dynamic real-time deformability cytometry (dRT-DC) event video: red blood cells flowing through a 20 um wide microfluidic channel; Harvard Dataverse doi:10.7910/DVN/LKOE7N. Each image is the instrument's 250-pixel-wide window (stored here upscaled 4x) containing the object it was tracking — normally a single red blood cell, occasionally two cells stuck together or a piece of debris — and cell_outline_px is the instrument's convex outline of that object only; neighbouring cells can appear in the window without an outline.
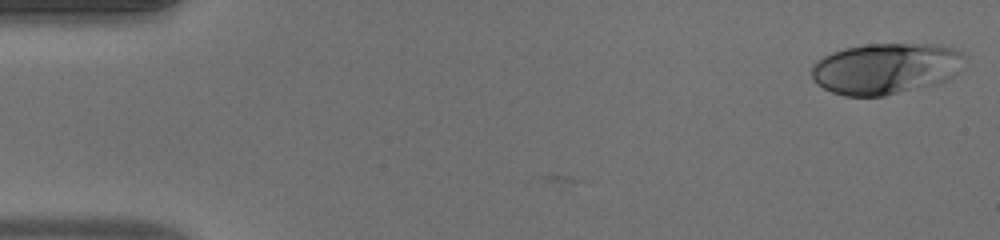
{"species": "human", "species_latin": "Homo sapiens", "temperature_condition": "warm", "stored_images_in_passage": 45, "camera_frame_rate_fps": 3000, "um_per_image_px": 0.085, "donor": {"sex": "male"}, "frame": {"image": 1, "passage_image": 1, "time_ms": 0.0, "image_size_px": [1000, 240], "cell_outline_px": [[964, 56], [956, 72], [952, 76], [944, 80], [932, 84], [884, 96], [844, 96], [832, 92], [816, 84], [812, 80], [812, 64], [816, 60], [832, 52], [844, 48], [868, 44], [932, 44], [952, 48], [964, 52]], "centroid_in_image_um": [75.21, 5.82], "position_along_channel_um": 9.8, "area_um2": 45.2}}
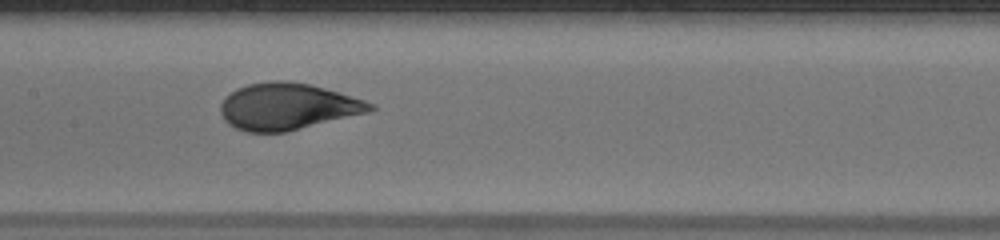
{"frame": {"image": 2, "passage_image": 24, "time_ms": 7.667, "image_size_px": [1000, 240], "cell_outline_px": [[376, 108], [368, 112], [284, 132], [248, 132], [236, 128], [228, 124], [224, 120], [220, 112], [220, 104], [224, 96], [236, 88], [248, 84], [272, 80], [284, 80], [308, 84], [324, 88], [364, 100], [376, 104]], "centroid_in_image_um": [24.39, 9.04], "position_along_channel_um": 183.0, "area_um2": 40.52}}
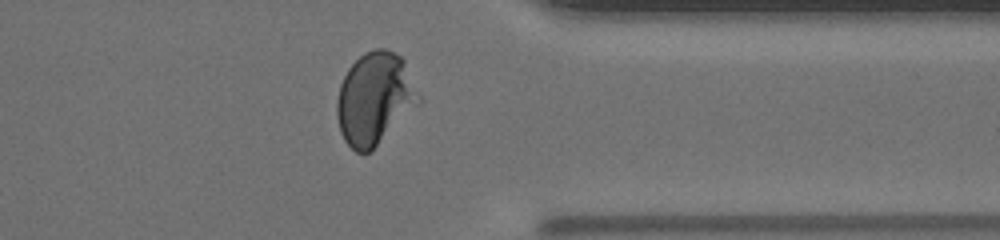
{"frame": {"image": 3, "passage_image": 39, "time_ms": 12.667, "image_size_px": [1000, 240], "cell_outline_px": [[424, 100], [368, 152], [356, 152], [344, 140], [340, 132], [336, 112], [336, 104], [340, 84], [348, 68], [364, 52], [376, 48], [384, 48], [400, 56], [404, 60]], "centroid_in_image_um": [31.87, 8.35], "position_along_channel_um": 379.5, "area_um2": 43.87}, "authors_computed_cell_mechanics": {"area_um2": 41.3848, "velocity_mm_per_s": 4.0733, "shape_relaxation_time_tau1_ms": 4.8448, "shape_relaxation_time_tau2_ms": null, "deformation_change_tau1": 0.2231, "deformation_change_tau2": null}}